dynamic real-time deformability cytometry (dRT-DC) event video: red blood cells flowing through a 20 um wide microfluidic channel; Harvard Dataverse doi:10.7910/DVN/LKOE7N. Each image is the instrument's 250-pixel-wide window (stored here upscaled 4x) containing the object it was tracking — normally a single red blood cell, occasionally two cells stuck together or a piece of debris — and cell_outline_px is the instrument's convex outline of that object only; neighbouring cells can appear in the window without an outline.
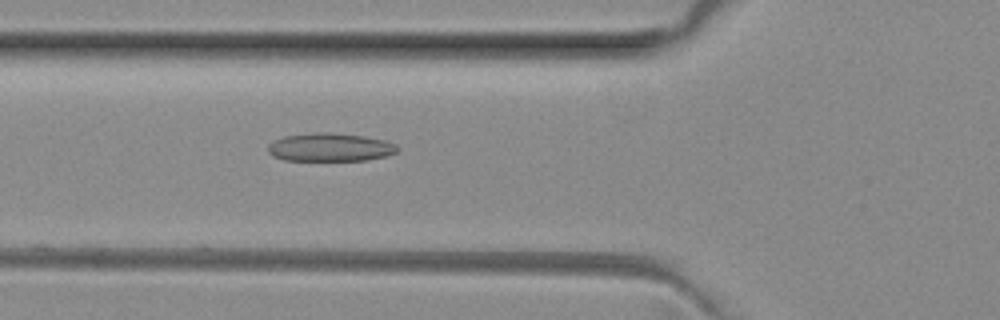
{"species": "common noctule bat (a hibernating species)", "species_latin": "Nyctalus noctula", "temperature_condition": "room temperature", "stored_images_in_passage": 46, "camera_frame_rate_fps": 3000, "um_per_image_px": 0.085, "animal": {"sex": "female", "body_mass_g": 29.2, "forearm_length_mm": 56.3}, "frame": {"image": 1, "passage_image": 18, "time_ms": 5.667, "image_size_px": [1000, 320], "cell_outline_px": [[400, 148], [396, 152], [384, 156], [368, 160], [284, 160], [272, 156], [268, 152], [268, 144], [284, 136], [316, 132], [324, 132], [364, 136], [384, 140], [396, 144]], "centroid_in_image_um": [28.05, 12.52], "position_along_channel_um": 97.7, "area_um2": 21.21}}
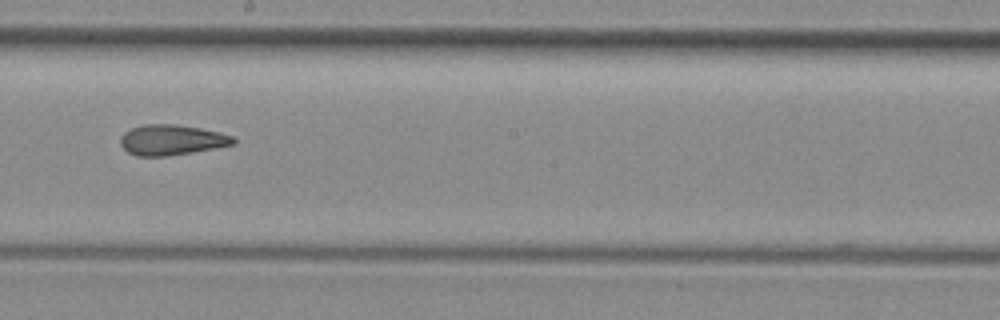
{"frame": {"image": 2, "passage_image": 28, "time_ms": 9.0, "image_size_px": [1000, 320], "cell_outline_px": [[236, 140], [232, 144], [212, 148], [168, 156], [136, 156], [128, 152], [120, 144], [120, 136], [124, 132], [132, 128], [144, 124], [176, 124], [200, 128], [232, 136]], "centroid_in_image_um": [14.51, 11.89], "position_along_channel_um": 233.7, "area_um2": 19.71}}
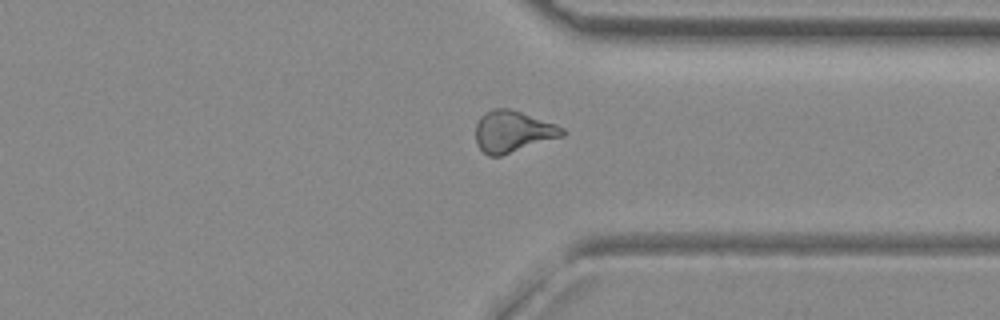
{"frame": {"image": 3, "passage_image": 38, "time_ms": 12.333, "image_size_px": [1000, 320], "cell_outline_px": [[564, 136], [500, 156], [488, 156], [476, 144], [476, 124], [480, 116], [484, 112], [492, 108], [508, 108], [556, 124], [564, 128]], "centroid_in_image_um": [43.57, 11.18], "position_along_channel_um": 367.8, "area_um2": 20.92}}